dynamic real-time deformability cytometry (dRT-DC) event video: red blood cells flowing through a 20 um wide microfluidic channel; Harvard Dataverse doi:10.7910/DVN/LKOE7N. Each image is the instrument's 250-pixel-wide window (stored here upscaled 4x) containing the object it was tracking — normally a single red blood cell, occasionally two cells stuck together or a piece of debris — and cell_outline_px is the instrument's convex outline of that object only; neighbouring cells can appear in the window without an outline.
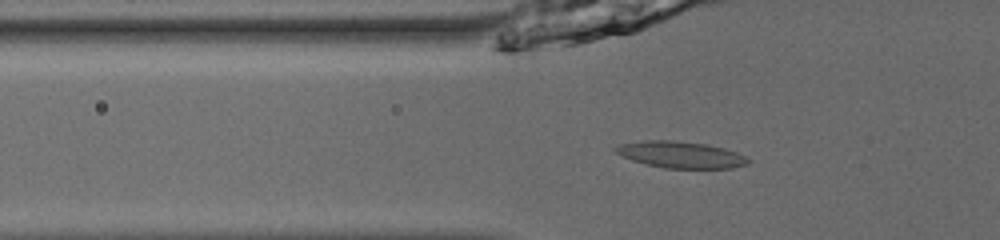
{"species": "common noctule bat (a hibernating species)", "species_latin": "Nyctalus noctula", "temperature_condition": "room temperature", "stored_images_in_passage": 53, "camera_frame_rate_fps": 3000, "um_per_image_px": 0.085, "animal": {"sex": "male", "body_mass_g": 13.0, "forearm_length_mm": 53.1}, "frame": {"image": 1, "passage_image": 20, "time_ms": 6.333, "image_size_px": [1000, 240], "cell_outline_px": [[748, 164], [732, 168], [664, 168], [632, 160], [616, 152], [612, 148], [616, 144], [644, 140], [672, 140], [704, 144], [724, 148], [736, 152], [744, 156], [748, 160]], "centroid_in_image_um": [57.81, 13.14], "position_along_channel_um": 68.0, "area_um2": 20.35}}
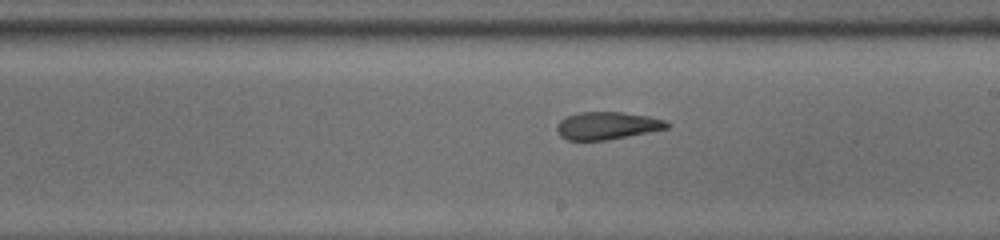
{"frame": {"image": 2, "passage_image": 33, "time_ms": 10.667, "image_size_px": [1000, 240], "cell_outline_px": [[672, 124], [668, 128], [604, 140], [568, 140], [560, 136], [556, 132], [556, 124], [560, 120], [568, 116], [580, 112], [620, 112], [648, 116], [664, 120]], "centroid_in_image_um": [51.57, 10.67], "position_along_channel_um": 237.4, "area_um2": 17.51}}
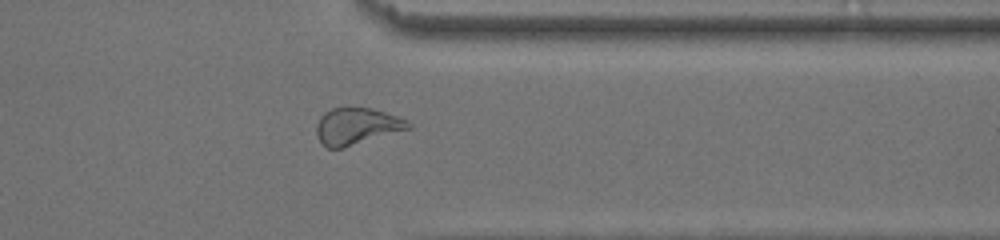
{"frame": {"image": 3, "passage_image": 44, "time_ms": 14.333, "image_size_px": [1000, 240], "cell_outline_px": [[412, 128], [344, 148], [328, 148], [320, 140], [316, 132], [316, 124], [320, 116], [324, 112], [332, 108], [372, 108], [408, 120], [412, 124]], "centroid_in_image_um": [30.34, 10.73], "position_along_channel_um": 381.1, "area_um2": 19.65}, "authors_computed_cell_mechanics": {"area_um2": 19.4786, "velocity_mm_per_s": 3.9438, "shape_relaxation_time_tau1_ms": 10.9238, "shape_relaxation_time_tau2_ms": 2.4734, "deformation_change_tau1": 0.2224, "deformation_change_tau2": 0.1065}}